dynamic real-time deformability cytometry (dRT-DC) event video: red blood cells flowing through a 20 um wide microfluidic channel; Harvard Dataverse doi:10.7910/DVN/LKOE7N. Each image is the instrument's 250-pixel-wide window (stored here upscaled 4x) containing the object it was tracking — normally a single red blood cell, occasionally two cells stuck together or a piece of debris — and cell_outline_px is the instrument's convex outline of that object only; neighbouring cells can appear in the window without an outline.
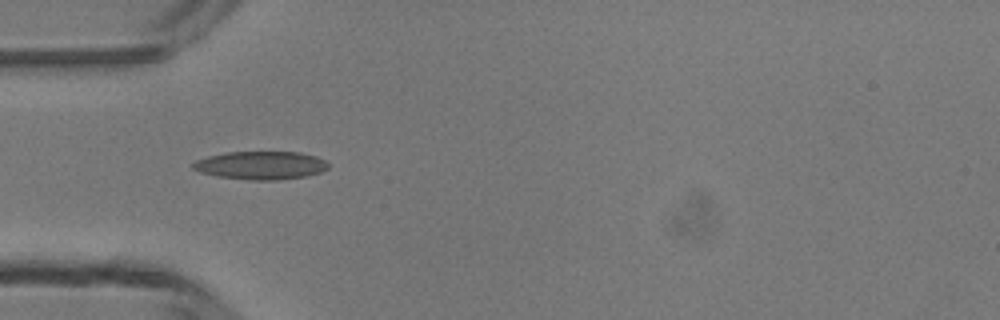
{"species": "common noctule bat (a hibernating species)", "species_latin": "Nyctalus noctula", "temperature_condition": "room temperature", "stored_images_in_passage": 4, "camera_frame_rate_fps": 3000, "um_per_image_px": 0.085, "animal": {"sex": "male", "body_mass_g": 13.3}, "frame": {"image": 1, "passage_image": 4, "time_ms": 3.333, "image_size_px": [1000, 320], "cell_outline_px": [[328, 168], [320, 172], [308, 176], [276, 180], [252, 180], [216, 176], [200, 172], [192, 168], [192, 164], [196, 160], [208, 156], [224, 152], [300, 152], [316, 156], [324, 160], [328, 164]], "centroid_in_image_um": [22.16, 14.05], "position_along_channel_um": 62.8, "area_um2": 22.25}}